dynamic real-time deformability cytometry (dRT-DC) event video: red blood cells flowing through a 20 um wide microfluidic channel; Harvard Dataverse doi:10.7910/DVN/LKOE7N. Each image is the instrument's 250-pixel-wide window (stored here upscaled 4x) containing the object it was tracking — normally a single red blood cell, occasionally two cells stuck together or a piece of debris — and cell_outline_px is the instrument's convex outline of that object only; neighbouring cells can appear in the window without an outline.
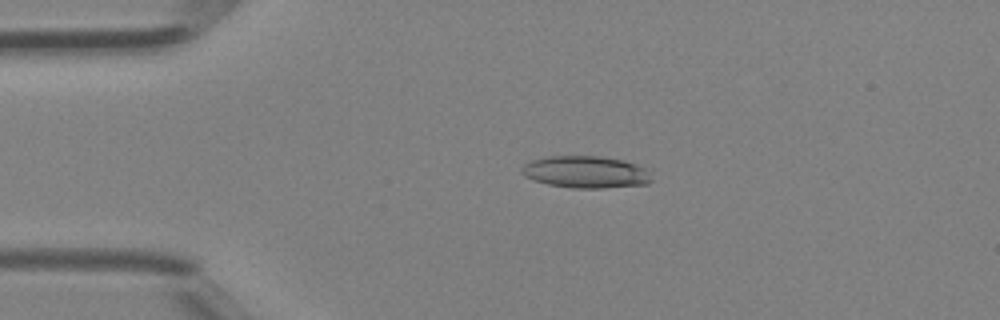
{"species": "Egyptian fruit bat (a non-hibernating species)", "species_latin": "Rousettus aegyptiacus", "temperature_condition": "room temperature", "stored_images_in_passage": 43, "camera_frame_rate_fps": 3000, "um_per_image_px": 0.085, "animal": {"sex": "female"}, "frame": {"image": 1, "passage_image": 10, "time_ms": 3.0, "image_size_px": [1000, 320], "cell_outline_px": [[652, 180], [648, 184], [604, 188], [572, 188], [548, 184], [524, 176], [520, 172], [520, 168], [524, 164], [532, 160], [548, 156], [600, 156], [624, 160], [648, 168]], "centroid_in_image_um": [49.81, 14.62], "position_along_channel_um": 35.2, "area_um2": 24.45}}
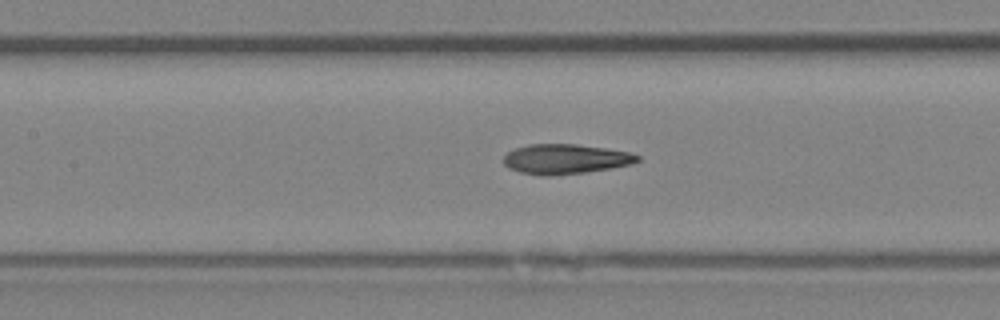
{"frame": {"image": 2, "passage_image": 20, "time_ms": 6.333, "image_size_px": [1000, 320], "cell_outline_px": [[640, 160], [632, 164], [612, 168], [584, 172], [540, 176], [520, 172], [508, 168], [504, 164], [504, 156], [508, 152], [516, 148], [528, 144], [576, 144], [632, 152], [640, 156]], "centroid_in_image_um": [48.07, 13.51], "position_along_channel_um": 159.3, "area_um2": 23.24}}
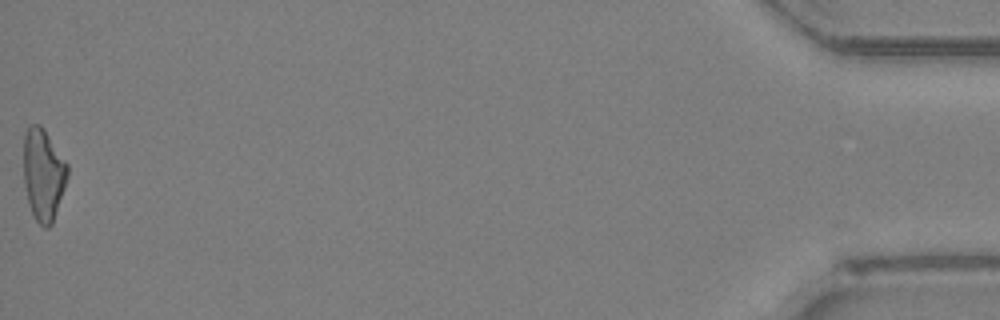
{"frame": {"image": 3, "passage_image": 43, "time_ms": 14.0, "image_size_px": [1000, 320], "cell_outline_px": [[68, 176], [52, 224], [48, 228], [44, 228], [36, 220], [28, 204], [24, 184], [24, 132], [32, 124], [40, 124], [44, 128], [68, 164]], "centroid_in_image_um": [3.68, 14.82], "position_along_channel_um": 431.5, "area_um2": 23.52}}